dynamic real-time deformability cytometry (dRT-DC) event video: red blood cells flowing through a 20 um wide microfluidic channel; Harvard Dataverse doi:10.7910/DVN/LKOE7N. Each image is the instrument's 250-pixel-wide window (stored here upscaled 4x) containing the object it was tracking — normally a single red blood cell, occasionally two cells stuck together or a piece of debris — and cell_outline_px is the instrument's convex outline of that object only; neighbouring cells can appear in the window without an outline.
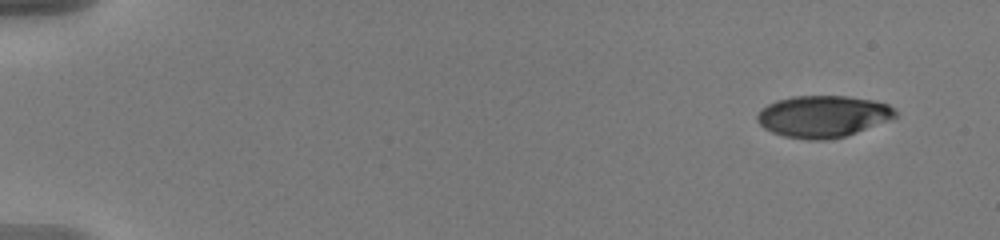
{"species": "human", "species_latin": "Homo sapiens", "temperature_condition": "warm", "stored_images_in_passage": 54, "camera_frame_rate_fps": 3000, "um_per_image_px": 0.085, "donor": {"sex": "male"}, "frame": {"image": 1, "passage_image": 1, "time_ms": 0.0, "image_size_px": [1000, 240], "cell_outline_px": [[896, 116], [856, 132], [844, 136], [824, 140], [808, 140], [784, 136], [772, 132], [764, 128], [756, 120], [756, 116], [768, 104], [776, 100], [792, 96], [848, 96], [872, 100], [888, 104], [896, 108]], "centroid_in_image_um": [69.92, 9.88], "position_along_channel_um": 15.1, "area_um2": 33.29}}
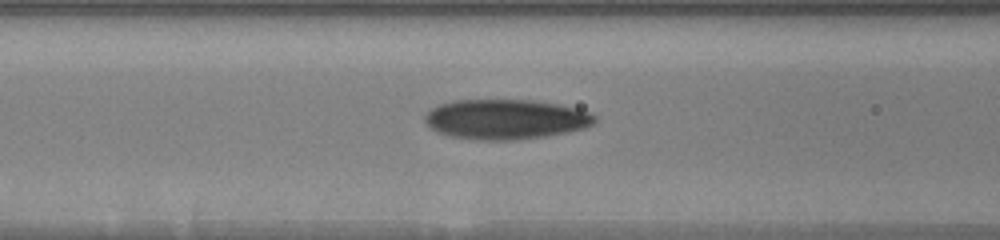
{"frame": {"image": 2, "passage_image": 22, "time_ms": 7.0, "image_size_px": [1000, 240], "cell_outline_px": [[596, 120], [592, 124], [584, 128], [544, 136], [512, 140], [480, 140], [448, 136], [436, 132], [428, 128], [424, 120], [424, 116], [432, 108], [440, 104], [456, 100], [532, 100], [560, 104], [576, 108], [588, 112], [596, 116]], "centroid_in_image_um": [42.93, 10.14], "position_along_channel_um": 123.7, "area_um2": 39.54}}
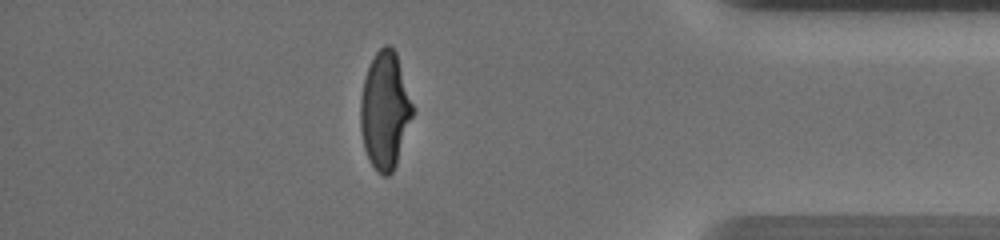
{"frame": {"image": 3, "passage_image": 47, "time_ms": 15.333, "image_size_px": [1000, 240], "cell_outline_px": [[412, 116], [396, 164], [392, 172], [388, 176], [384, 176], [372, 164], [364, 148], [360, 128], [360, 100], [364, 80], [368, 68], [376, 52], [384, 44], [388, 44], [396, 52], [412, 104]], "centroid_in_image_um": [32.7, 9.37], "position_along_channel_um": 402.5, "area_um2": 34.85}, "authors_computed_cell_mechanics": {"area_um2": 36.0383, "velocity_mm_per_s": 3.6536, "shape_relaxation_time_tau1_ms": 5.7192, "shape_relaxation_time_tau2_ms": 1.1921, "deformation_change_tau1": 0.2351, "deformation_change_tau2": 0.0732}}